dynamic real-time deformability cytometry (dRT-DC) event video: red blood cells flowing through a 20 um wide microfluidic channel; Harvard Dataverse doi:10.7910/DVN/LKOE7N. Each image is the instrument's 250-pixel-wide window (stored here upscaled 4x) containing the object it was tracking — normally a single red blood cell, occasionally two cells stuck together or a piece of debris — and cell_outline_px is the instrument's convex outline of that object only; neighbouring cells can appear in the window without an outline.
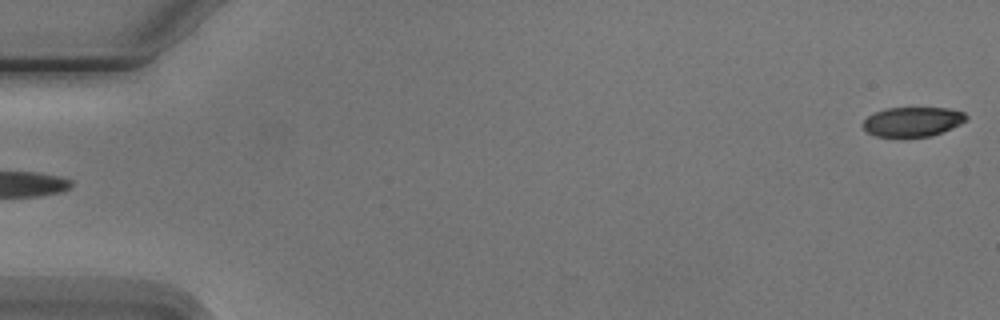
{"species": "Egyptian fruit bat (a non-hibernating species)", "species_latin": "Rousettus aegyptiacus", "temperature_condition": "cold", "stored_images_in_passage": 3, "segment_of_instrument_passage": [2, 2], "camera_frame_rate_fps": 3000, "um_per_image_px": 0.085, "animal": {"sex": "male"}, "frame": {"image": 1, "passage_image": 3, "time_ms": 2.333, "image_size_px": [1000, 320], "cell_outline_px": [[968, 120], [952, 128], [928, 136], [876, 136], [868, 132], [864, 128], [864, 120], [868, 116], [876, 112], [888, 108], [948, 108], [964, 112], [968, 116]], "centroid_in_image_um": [77.62, 10.33], "position_along_channel_um": 7.4, "area_um2": 17.46}}